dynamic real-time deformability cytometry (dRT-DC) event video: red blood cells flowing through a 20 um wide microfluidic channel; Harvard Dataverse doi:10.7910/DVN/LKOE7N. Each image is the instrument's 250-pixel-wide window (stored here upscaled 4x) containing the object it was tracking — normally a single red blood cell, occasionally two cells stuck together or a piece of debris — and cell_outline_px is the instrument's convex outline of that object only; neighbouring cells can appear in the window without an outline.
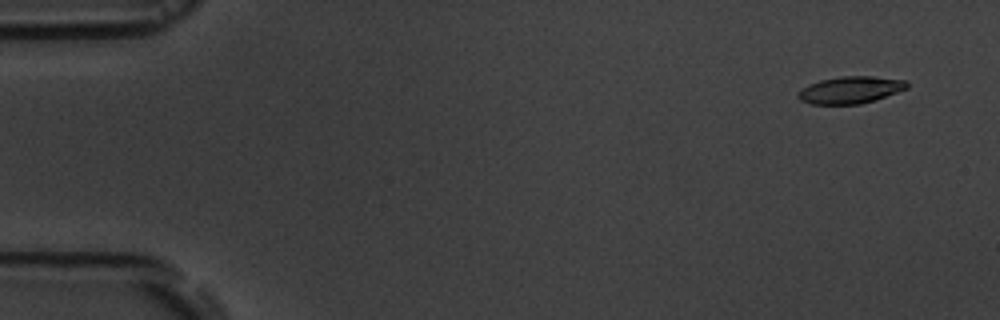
{"species": "common noctule bat (a hibernating species)", "species_latin": "Nyctalus noctula", "temperature_condition": "room temperature", "stored_images_in_passage": 4, "camera_frame_rate_fps": 3000, "um_per_image_px": 0.085, "animal": {"sex": "male", "body_mass_g": 19.5, "forearm_length_mm": 54.6}, "frame": {"image": 1, "passage_image": 1, "time_ms": 0.0, "image_size_px": [1000, 320], "cell_outline_px": [[908, 88], [876, 100], [860, 104], [812, 104], [800, 100], [796, 96], [796, 92], [808, 84], [820, 80], [840, 76], [872, 76], [904, 80], [908, 84]], "centroid_in_image_um": [72.25, 7.64], "position_along_channel_um": 12.8, "area_um2": 17.28}}